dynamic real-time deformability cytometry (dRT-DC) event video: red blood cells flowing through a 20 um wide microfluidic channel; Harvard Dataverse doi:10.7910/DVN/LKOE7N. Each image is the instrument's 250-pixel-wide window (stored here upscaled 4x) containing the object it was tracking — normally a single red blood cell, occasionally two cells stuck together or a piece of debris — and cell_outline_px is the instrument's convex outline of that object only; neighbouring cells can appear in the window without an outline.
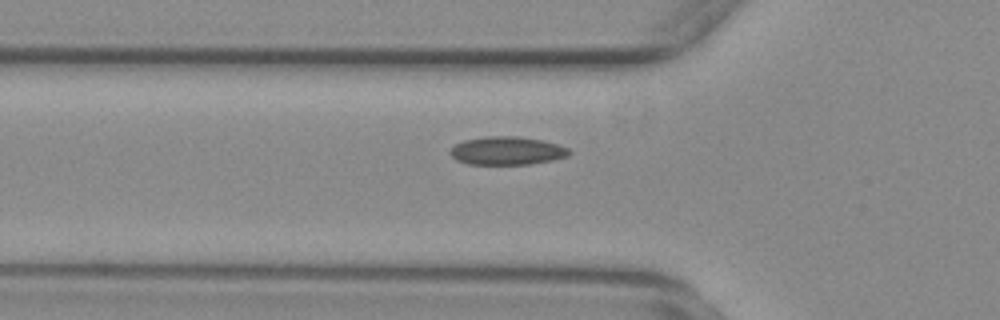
{"species": "common noctule bat (a hibernating species)", "species_latin": "Nyctalus noctula", "temperature_condition": "warm", "stored_images_in_passage": 40, "camera_frame_rate_fps": 3000, "um_per_image_px": 0.085, "animal": {"sex": "female", "body_mass_g": 29.2, "forearm_length_mm": 56.3}, "frame": {"image": 1, "passage_image": 10, "time_ms": 3.0, "image_size_px": [1000, 320], "cell_outline_px": [[572, 152], [568, 156], [552, 160], [528, 164], [468, 164], [456, 160], [448, 152], [456, 144], [464, 140], [484, 136], [520, 136], [544, 140], [568, 148]], "centroid_in_image_um": [43.09, 12.8], "position_along_channel_um": 82.7, "area_um2": 19.65}}
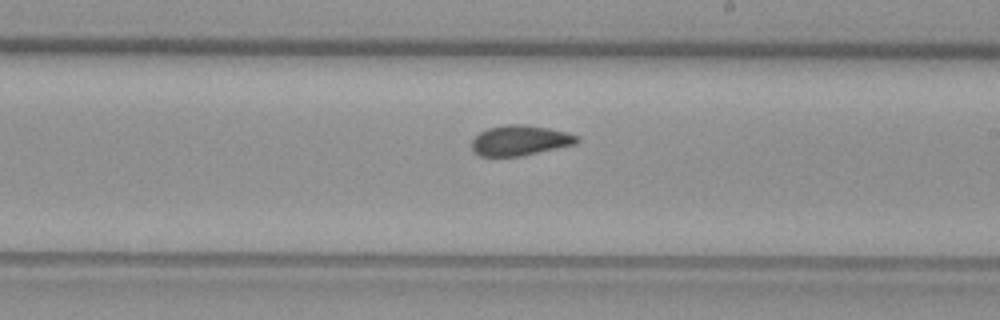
{"frame": {"image": 2, "passage_image": 23, "time_ms": 7.333, "image_size_px": [1000, 320], "cell_outline_px": [[580, 140], [576, 144], [520, 156], [480, 156], [472, 152], [472, 140], [480, 132], [488, 128], [508, 124], [524, 124], [548, 128], [568, 132], [580, 136]], "centroid_in_image_um": [44.22, 11.93], "position_along_channel_um": 244.8, "area_um2": 18.61}}
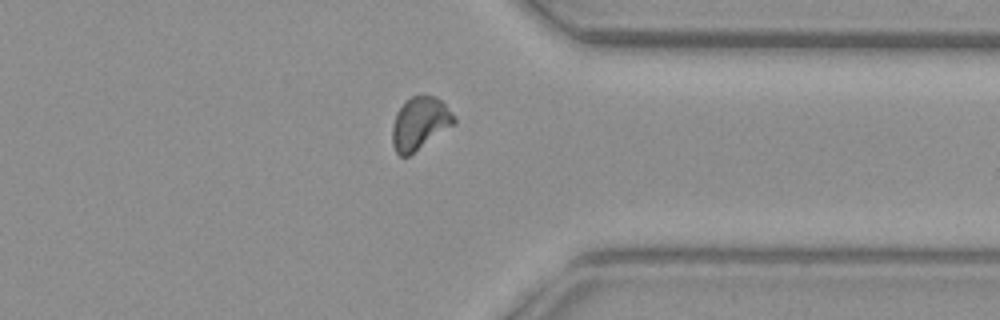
{"frame": {"image": 3, "passage_image": 34, "time_ms": 11.0, "image_size_px": [1000, 320], "cell_outline_px": [[456, 124], [408, 156], [400, 156], [396, 152], [392, 144], [392, 124], [396, 112], [412, 96], [436, 96], [456, 116]], "centroid_in_image_um": [35.7, 10.5], "position_along_channel_um": 375.7, "area_um2": 18.9}}